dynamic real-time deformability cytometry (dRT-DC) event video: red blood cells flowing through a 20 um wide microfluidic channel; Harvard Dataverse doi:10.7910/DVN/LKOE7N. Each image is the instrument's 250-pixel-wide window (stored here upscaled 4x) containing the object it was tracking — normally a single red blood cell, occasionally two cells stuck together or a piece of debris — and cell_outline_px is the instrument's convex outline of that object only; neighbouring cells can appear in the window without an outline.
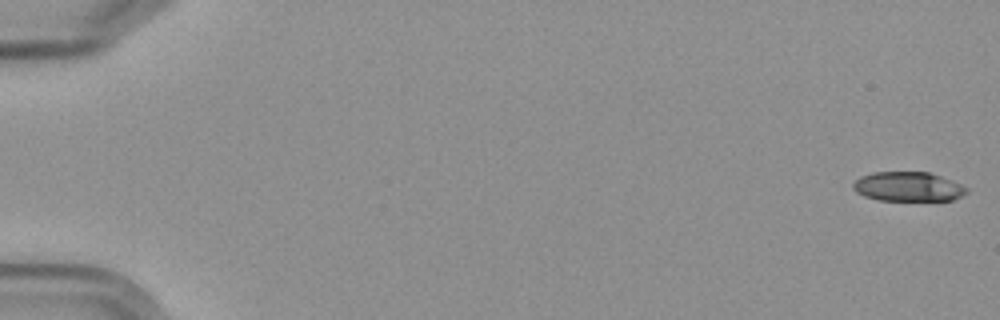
{"species": "Egyptian fruit bat (a non-hibernating species)", "species_latin": "Rousettus aegyptiacus", "temperature_condition": "cold", "stored_images_in_passage": 7, "camera_frame_rate_fps": 3000, "um_per_image_px": 0.085, "frame": {"image": 1, "passage_image": 1, "time_ms": 0.0, "image_size_px": [1000, 320], "cell_outline_px": [[968, 192], [952, 200], [880, 200], [864, 196], [856, 192], [852, 188], [852, 184], [860, 176], [872, 172], [928, 172], [940, 176], [960, 184], [968, 188]], "centroid_in_image_um": [77.15, 15.86], "position_along_channel_um": 7.8, "area_um2": 19.36}}
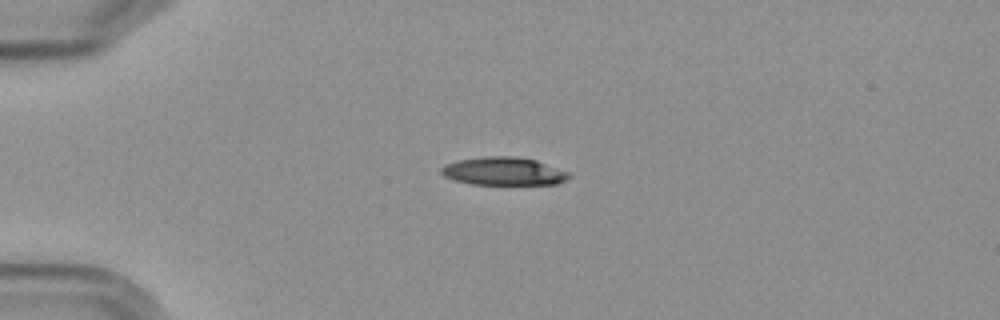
{"frame": {"image": 2, "passage_image": 5, "time_ms": 4.667, "image_size_px": [1000, 320], "cell_outline_px": [[572, 176], [556, 184], [472, 184], [452, 180], [444, 176], [440, 172], [440, 168], [448, 164], [460, 160], [488, 156], [516, 156], [536, 160], [568, 172]], "centroid_in_image_um": [42.8, 14.56], "position_along_channel_um": 42.2, "area_um2": 20.69}}
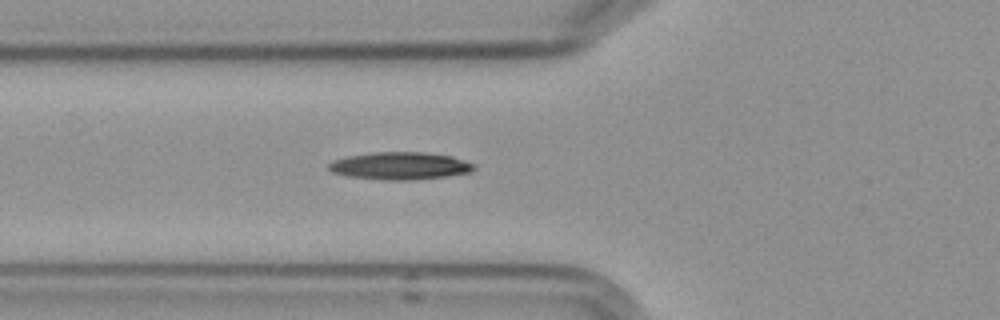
{"frame": {"image": 3, "passage_image": 7, "time_ms": 7.0, "image_size_px": [1000, 320], "cell_outline_px": [[476, 168], [472, 172], [444, 176], [408, 180], [384, 180], [348, 176], [332, 172], [328, 168], [328, 164], [336, 160], [348, 156], [376, 152], [424, 152], [452, 156], [476, 164]], "centroid_in_image_um": [34.04, 14.09], "position_along_channel_um": 91.8, "area_um2": 23.12}}